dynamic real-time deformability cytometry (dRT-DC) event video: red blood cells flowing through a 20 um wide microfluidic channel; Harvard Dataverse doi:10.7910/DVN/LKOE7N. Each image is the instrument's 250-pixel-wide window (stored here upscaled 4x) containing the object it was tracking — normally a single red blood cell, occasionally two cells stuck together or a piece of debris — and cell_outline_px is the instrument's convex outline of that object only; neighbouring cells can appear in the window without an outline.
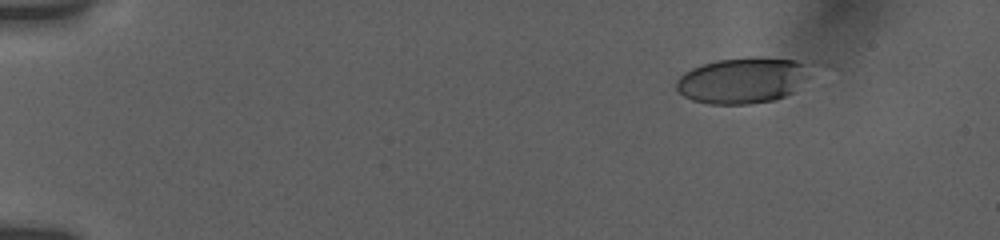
{"species": "human", "species_latin": "Homo sapiens", "temperature_condition": "room temperature", "stored_images_in_passage": 47, "camera_frame_rate_fps": 3000, "um_per_image_px": 0.085, "donor": {"sex": "female"}, "frame": {"image": 1, "passage_image": 1, "time_ms": 0.0, "image_size_px": [1000, 240], "cell_outline_px": [[832, 64], [792, 92], [784, 96], [772, 100], [748, 104], [708, 104], [692, 100], [684, 96], [676, 88], [676, 80], [684, 72], [692, 68], [716, 60], [748, 56], [756, 56], [828, 60]], "centroid_in_image_um": [63.54, 6.73], "position_along_channel_um": 21.5, "area_um2": 38.84}}
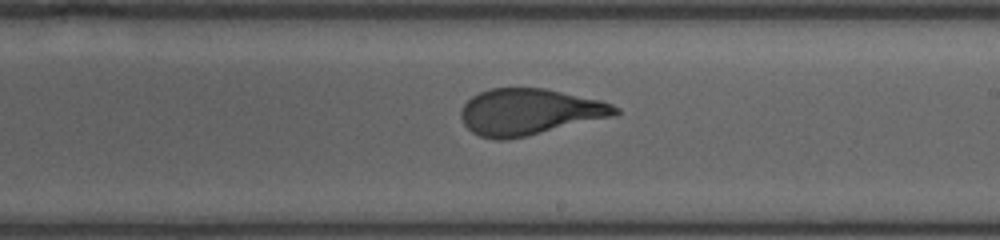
{"frame": {"image": 2, "passage_image": 27, "time_ms": 9.0, "image_size_px": [1000, 240], "cell_outline_px": [[620, 112], [612, 116], [524, 136], [504, 140], [496, 140], [480, 136], [472, 132], [464, 124], [460, 116], [460, 112], [464, 104], [472, 96], [488, 88], [544, 88], [600, 100], [612, 104], [620, 108]], "centroid_in_image_um": [44.96, 9.5], "position_along_channel_um": 244.0, "area_um2": 41.15}}
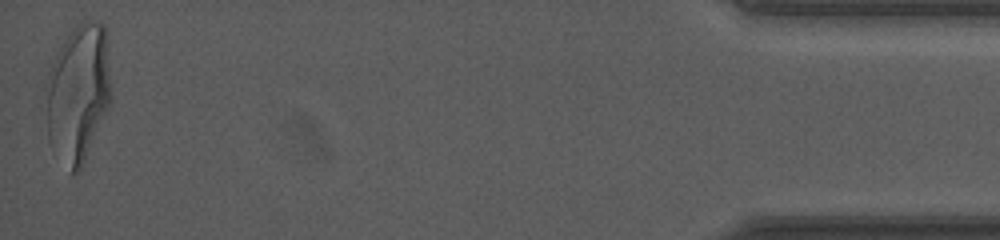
{"frame": {"image": 3, "passage_image": 47, "time_ms": 16.0, "image_size_px": [1000, 240], "cell_outline_px": [[112, 100], [80, 172], [72, 172], [48, 140], [48, 72], [64, 40], [80, 24], [88, 20], [100, 20], [104, 24], [108, 32]], "centroid_in_image_um": [6.73, 7.85], "position_along_channel_um": 428.5, "area_um2": 51.9}, "authors_computed_cell_mechanics": {"area_um2": 41.616, "velocity_mm_per_s": 3.7816, "shape_relaxation_time_tau1_ms": 6.2258, "shape_relaxation_time_tau2_ms": 0.8051, "deformation_change_tau1": 0.2551, "deformation_change_tau2": 0.0907}}